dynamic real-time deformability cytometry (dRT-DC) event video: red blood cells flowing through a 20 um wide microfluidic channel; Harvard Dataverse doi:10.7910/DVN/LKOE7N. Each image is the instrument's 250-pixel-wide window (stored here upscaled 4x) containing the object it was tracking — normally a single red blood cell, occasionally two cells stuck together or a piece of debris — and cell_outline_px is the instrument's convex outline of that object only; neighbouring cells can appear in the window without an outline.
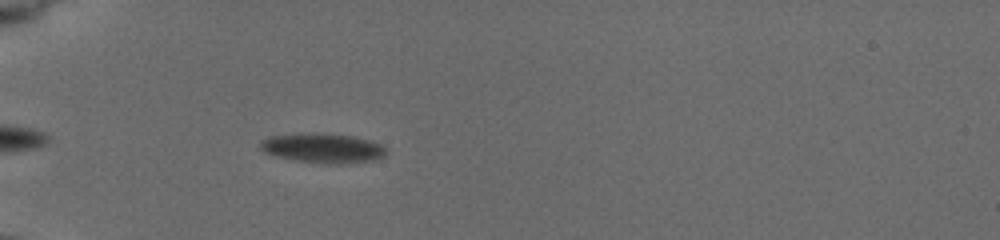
{"species": "common noctule bat (a hibernating species)", "species_latin": "Nyctalus noctula", "temperature_condition": "cold", "stored_images_in_passage": 23, "camera_frame_rate_fps": 3000, "um_per_image_px": 0.085, "animal": {"sex": "female", "body_mass_g": 19.5, "forearm_length_mm": 54.1}, "frame": {"image": 1, "passage_image": 3, "time_ms": 1.0, "image_size_px": [1000, 240], "cell_outline_px": [[384, 152], [380, 156], [372, 160], [336, 164], [332, 164], [296, 160], [276, 156], [264, 152], [260, 148], [260, 140], [272, 136], [308, 132], [324, 132], [352, 136], [368, 140], [380, 144], [384, 148]], "centroid_in_image_um": [27.36, 12.56], "position_along_channel_um": 57.6, "area_um2": 21.44}}
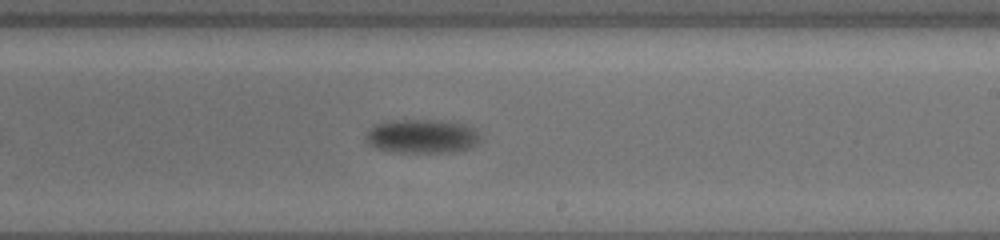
{"frame": {"image": 2, "passage_image": 13, "time_ms": 7.0, "image_size_px": [1000, 240], "cell_outline_px": [[480, 140], [472, 148], [460, 152], [400, 152], [376, 148], [368, 144], [368, 132], [376, 124], [392, 120], [440, 120], [464, 124], [476, 128], [480, 136]], "centroid_in_image_um": [35.97, 11.58], "position_along_channel_um": 253.0, "area_um2": 22.66}}
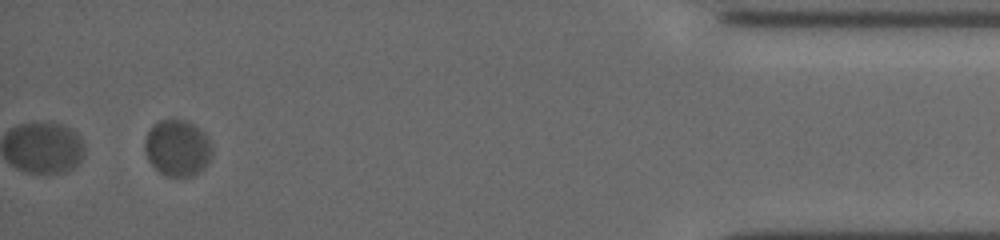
{"frame": {"image": 3, "passage_image": 23, "time_ms": 13.333, "image_size_px": [1000, 240], "cell_outline_px": [[212, 156], [204, 168], [200, 172], [192, 176], [168, 176], [160, 172], [148, 160], [144, 148], [144, 140], [152, 124], [160, 120], [188, 120], [196, 124], [208, 136], [212, 144]], "centroid_in_image_um": [15.11, 12.55], "position_along_channel_um": 420.1, "area_um2": 22.43}, "authors_computed_cell_mechanics": {"area_um2": 22.4264, "velocity_mm_per_s": 3.5567, "shape_relaxation_time_tau1_ms": 4.4505, "shape_relaxation_time_tau2_ms": null, "deformation_change_tau1": 0.0844, "deformation_change_tau2": null}}